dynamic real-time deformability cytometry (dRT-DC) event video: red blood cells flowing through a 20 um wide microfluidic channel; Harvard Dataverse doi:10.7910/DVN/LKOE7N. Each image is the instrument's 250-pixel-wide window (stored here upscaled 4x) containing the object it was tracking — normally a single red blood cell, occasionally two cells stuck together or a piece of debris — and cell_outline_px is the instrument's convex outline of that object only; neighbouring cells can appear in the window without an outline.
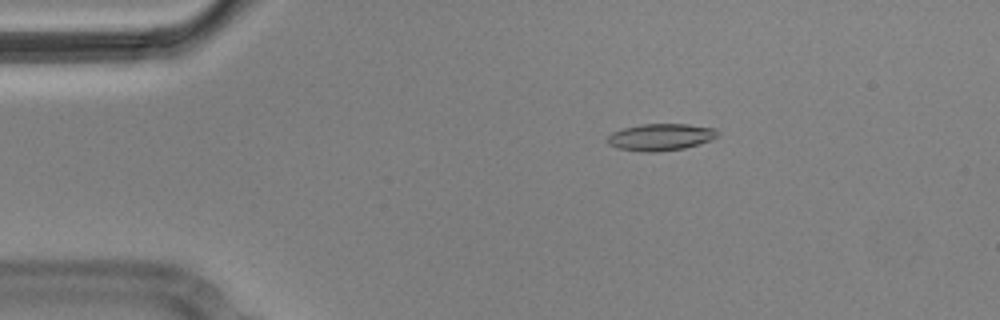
{"species": "Egyptian fruit bat (a non-hibernating species)", "species_latin": "Rousettus aegyptiacus", "temperature_condition": "cold", "stored_images_in_passage": 10, "camera_frame_rate_fps": 3000, "um_per_image_px": 0.085, "animal": {"sex": "male"}, "frame": {"image": 1, "passage_image": 2, "time_ms": 0.333, "image_size_px": [1000, 320], "cell_outline_px": [[720, 132], [712, 140], [700, 144], [684, 148], [656, 152], [644, 152], [616, 148], [608, 144], [608, 136], [612, 132], [624, 128], [640, 124], [688, 124], [716, 128]], "centroid_in_image_um": [56.17, 11.65], "position_along_channel_um": 28.8, "area_um2": 17.4}}
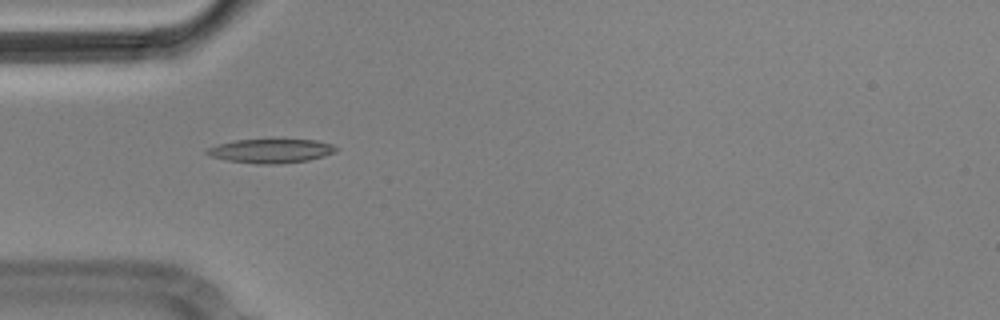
{"frame": {"image": 2, "passage_image": 4, "time_ms": 1.0, "image_size_px": [1000, 320], "cell_outline_px": [[336, 152], [324, 156], [308, 160], [272, 164], [256, 164], [228, 160], [208, 156], [204, 152], [208, 148], [220, 144], [236, 140], [316, 140], [332, 144], [336, 148]], "centroid_in_image_um": [23.01, 12.83], "position_along_channel_um": 62.0, "area_um2": 17.8}}
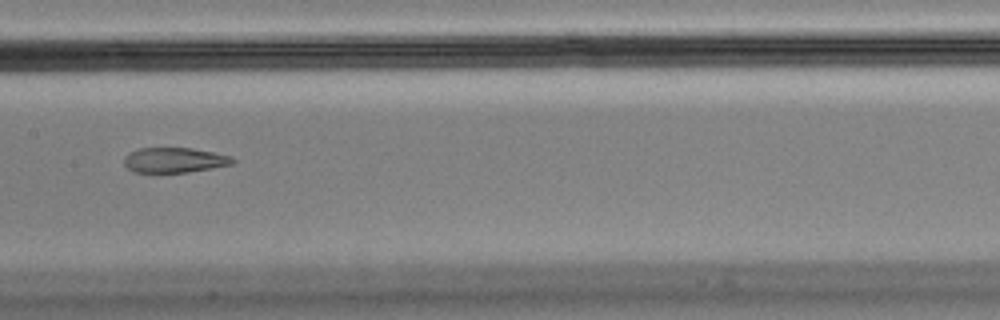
{"frame": {"image": 3, "passage_image": 7, "time_ms": 2.0, "image_size_px": [1000, 320], "cell_outline_px": [[236, 160], [232, 164], [212, 168], [188, 172], [132, 172], [124, 164], [124, 156], [140, 148], [192, 148], [232, 156]], "centroid_in_image_um": [14.84, 13.61], "position_along_channel_um": 192.6, "area_um2": 15.78}}